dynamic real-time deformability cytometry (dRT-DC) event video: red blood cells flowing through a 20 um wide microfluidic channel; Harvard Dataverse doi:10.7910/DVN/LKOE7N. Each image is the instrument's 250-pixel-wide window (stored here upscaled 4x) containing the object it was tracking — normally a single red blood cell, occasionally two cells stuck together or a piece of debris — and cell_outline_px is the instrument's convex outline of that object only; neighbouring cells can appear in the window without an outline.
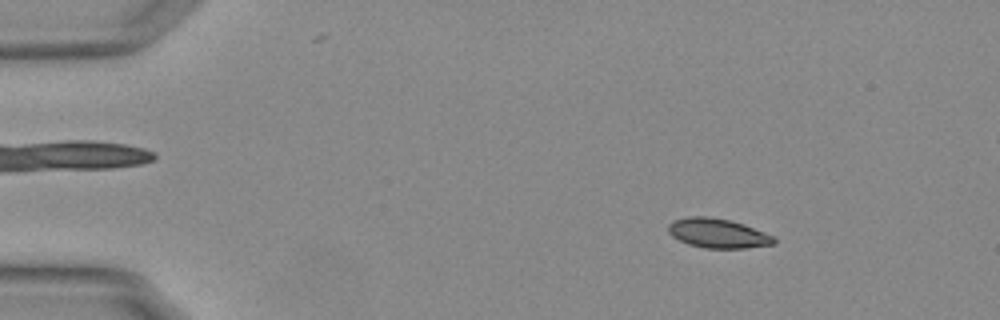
{"species": "Egyptian fruit bat (a non-hibernating species)", "species_latin": "Rousettus aegyptiacus", "temperature_condition": "warm", "stored_images_in_passage": 56, "camera_frame_rate_fps": 3000, "um_per_image_px": 0.085, "animal": {"sex": "female"}, "frame": {"image": 1, "passage_image": 8, "time_ms": 2.333, "image_size_px": [1000, 320], "cell_outline_px": [[776, 244], [744, 248], [704, 248], [688, 244], [672, 236], [668, 232], [668, 224], [672, 220], [688, 216], [708, 216], [732, 220], [744, 224], [776, 236]], "centroid_in_image_um": [61.04, 19.81], "position_along_channel_um": 24.0, "area_um2": 18.44}}
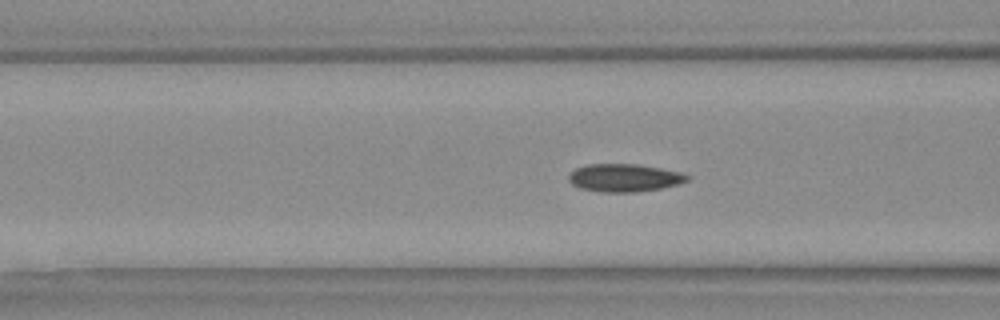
{"frame": {"image": 2, "passage_image": 22, "time_ms": 7.0, "image_size_px": [1000, 320], "cell_outline_px": [[688, 180], [676, 184], [660, 188], [636, 192], [600, 192], [580, 188], [572, 184], [568, 180], [568, 176], [576, 168], [588, 164], [636, 164], [660, 168], [680, 172], [688, 176]], "centroid_in_image_um": [53.02, 15.11], "position_along_channel_um": 113.6, "area_um2": 19.02}}
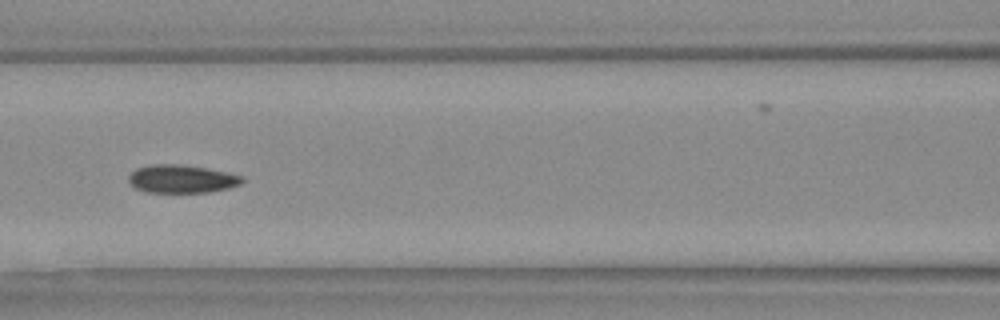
{"frame": {"image": 3, "passage_image": 25, "time_ms": 8.0, "image_size_px": [1000, 320], "cell_outline_px": [[244, 180], [240, 184], [228, 188], [208, 192], [144, 192], [136, 188], [128, 180], [128, 176], [136, 168], [148, 164], [180, 164], [228, 172], [244, 176]], "centroid_in_image_um": [15.43, 15.2], "position_along_channel_um": 151.2, "area_um2": 18.61}, "authors_computed_cell_mechanics": {"area_um2": 18.3804, "velocity_mm_per_s": 3.7494, "shape_relaxation_time_tau1_ms": 10.3288, "shape_relaxation_time_tau2_ms": 10.3979, "deformation_change_tau1": 0.1731, "deformation_change_tau2": 0.0936}}